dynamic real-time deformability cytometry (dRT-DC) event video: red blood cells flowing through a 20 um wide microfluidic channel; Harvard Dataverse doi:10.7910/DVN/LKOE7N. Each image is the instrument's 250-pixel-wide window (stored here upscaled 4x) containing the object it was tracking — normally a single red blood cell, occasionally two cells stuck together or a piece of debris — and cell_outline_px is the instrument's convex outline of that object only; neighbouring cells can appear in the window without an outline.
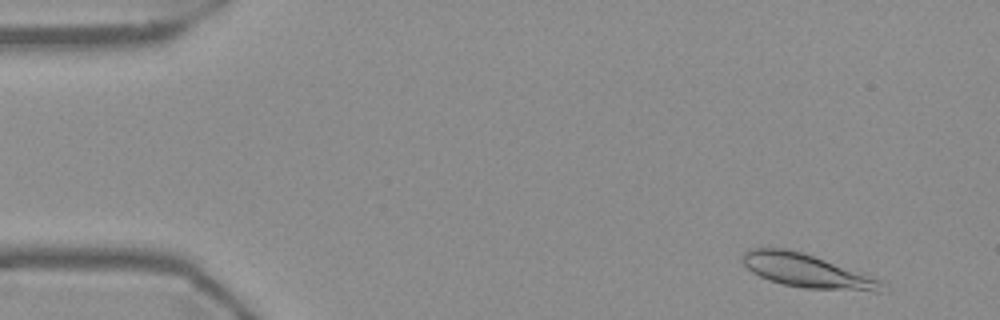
{"species": "Egyptian fruit bat (a non-hibernating species)", "species_latin": "Rousettus aegyptiacus", "temperature_condition": "warm", "stored_images_in_passage": 54, "camera_frame_rate_fps": 3000, "um_per_image_px": 0.085, "frame": {"image": 1, "passage_image": 4, "time_ms": 1.0, "image_size_px": [1000, 320], "cell_outline_px": [[884, 292], [876, 292], [804, 288], [784, 284], [768, 280], [752, 272], [740, 260], [740, 256], [748, 248], [788, 248], [884, 280]], "centroid_in_image_um": [68.59, 23.04], "position_along_channel_um": 16.4, "area_um2": 27.28}}
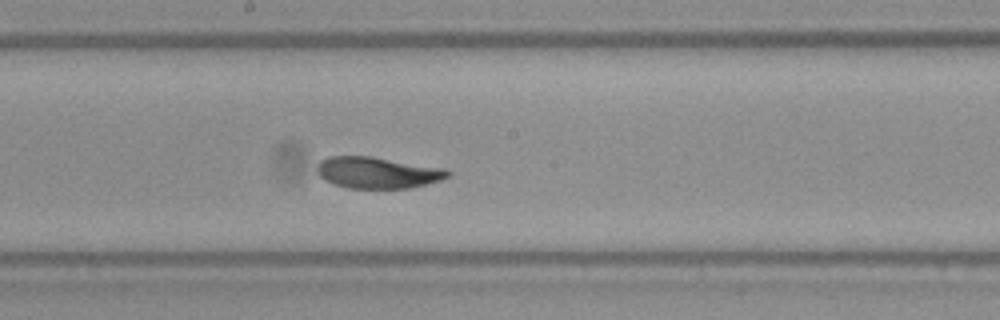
{"frame": {"image": 2, "passage_image": 29, "time_ms": 9.333, "image_size_px": [1000, 320], "cell_outline_px": [[452, 172], [448, 176], [440, 180], [408, 188], [348, 188], [332, 184], [324, 180], [316, 172], [316, 168], [320, 160], [328, 156], [372, 156], [444, 168]], "centroid_in_image_um": [32.04, 14.66], "position_along_channel_um": 216.2, "area_um2": 23.99}}
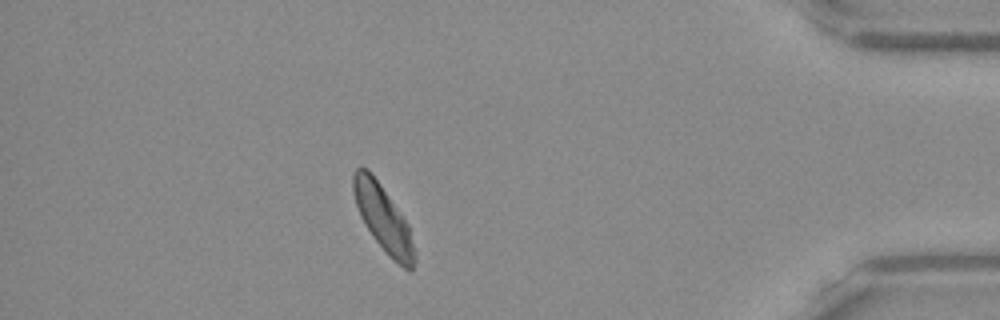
{"frame": {"image": 3, "passage_image": 48, "time_ms": 15.667, "image_size_px": [1000, 320], "cell_outline_px": [[416, 260], [412, 272], [408, 272], [392, 260], [388, 256], [372, 236], [364, 224], [360, 216], [352, 192], [352, 176], [356, 168], [368, 168], [380, 184], [408, 224]], "centroid_in_image_um": [32.56, 18.61], "position_along_channel_um": 402.6, "area_um2": 23.58}, "authors_computed_cell_mechanics": {"area_um2": 24.5939, "velocity_mm_per_s": 3.6597, "shape_relaxation_time_tau1_ms": 4.0091, "shape_relaxation_time_tau2_ms": 0.9008, "deformation_change_tau1": 0.1337, "deformation_change_tau2": 0.047}}